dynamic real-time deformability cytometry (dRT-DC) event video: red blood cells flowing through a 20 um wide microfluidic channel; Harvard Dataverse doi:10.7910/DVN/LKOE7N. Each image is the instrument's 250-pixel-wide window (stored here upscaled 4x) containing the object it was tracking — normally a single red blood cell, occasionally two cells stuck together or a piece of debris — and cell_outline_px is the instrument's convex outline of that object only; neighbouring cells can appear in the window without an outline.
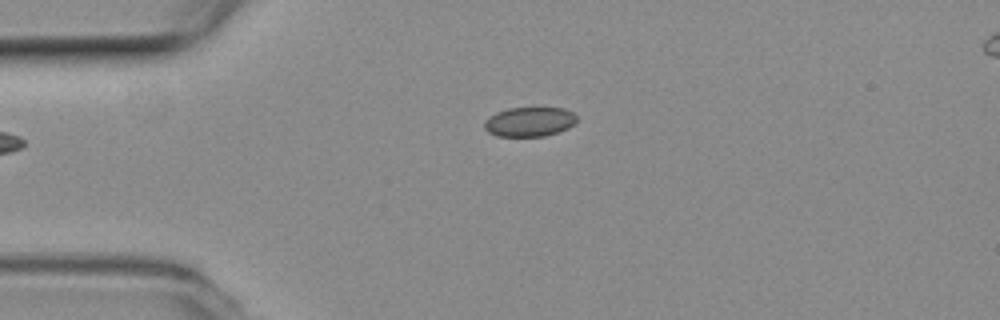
{"species": "common noctule bat (a hibernating species)", "species_latin": "Nyctalus noctula", "temperature_condition": "room temperature", "stored_images_in_passage": 42, "camera_frame_rate_fps": 3000, "um_per_image_px": 0.085, "animal": {"sex": "female", "body_mass_g": 19.3, "forearm_length_mm": 54.1}, "frame": {"image": 1, "passage_image": 1, "time_ms": 0.0, "image_size_px": [1000, 320], "cell_outline_px": [[576, 120], [568, 128], [544, 136], [496, 136], [488, 132], [484, 128], [484, 120], [496, 112], [508, 108], [564, 108], [572, 112], [576, 116]], "centroid_in_image_um": [44.96, 10.35], "position_along_channel_um": 40.0, "area_um2": 15.78}}
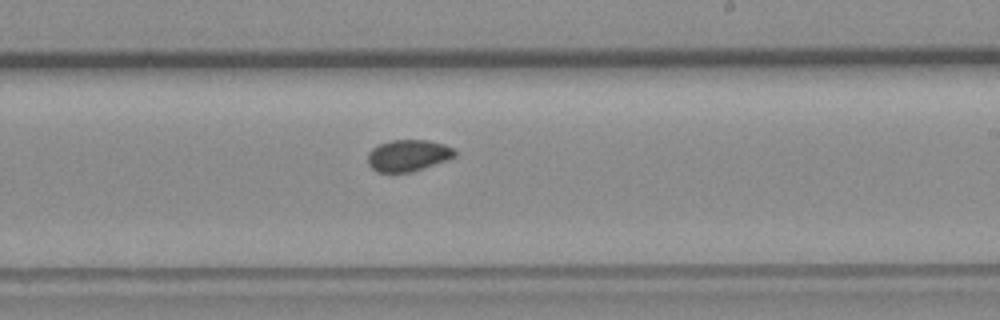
{"frame": {"image": 2, "passage_image": 20, "time_ms": 6.333, "image_size_px": [1000, 320], "cell_outline_px": [[456, 156], [448, 160], [412, 172], [376, 172], [368, 164], [368, 152], [372, 148], [380, 144], [392, 140], [428, 140], [444, 144], [452, 148], [456, 152]], "centroid_in_image_um": [34.69, 13.22], "position_along_channel_um": 254.3, "area_um2": 16.07}}
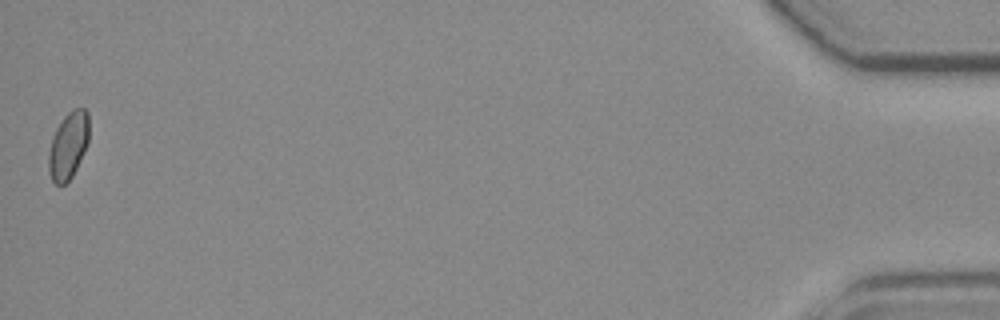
{"frame": {"image": 3, "passage_image": 42, "time_ms": 13.667, "image_size_px": [1000, 320], "cell_outline_px": [[88, 140], [76, 168], [72, 176], [60, 188], [52, 180], [48, 172], [48, 156], [52, 136], [56, 128], [64, 116], [72, 108], [84, 108], [88, 112]], "centroid_in_image_um": [5.77, 12.37], "position_along_channel_um": 429.4, "area_um2": 15.72}, "authors_computed_cell_mechanics": {"area_um2": 15.895, "velocity_mm_per_s": 3.7899, "shape_relaxation_time_tau1_ms": null, "shape_relaxation_time_tau2_ms": 7.2528, "deformation_change_tau1": null, "deformation_change_tau2": 0.0826}}